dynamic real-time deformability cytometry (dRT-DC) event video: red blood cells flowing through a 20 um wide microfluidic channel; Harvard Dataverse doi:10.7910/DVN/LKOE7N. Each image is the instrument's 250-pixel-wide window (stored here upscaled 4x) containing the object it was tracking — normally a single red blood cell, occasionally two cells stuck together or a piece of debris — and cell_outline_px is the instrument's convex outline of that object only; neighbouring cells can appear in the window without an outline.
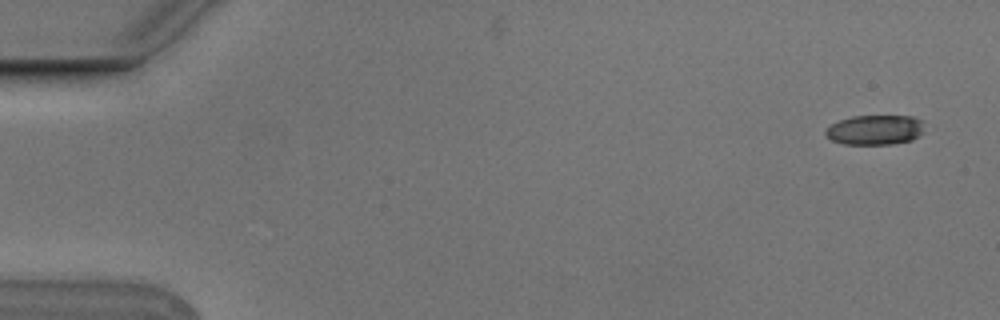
{"species": "Egyptian fruit bat (a non-hibernating species)", "species_latin": "Rousettus aegyptiacus", "temperature_condition": "cold", "stored_images_in_passage": 5, "camera_frame_rate_fps": 3000, "um_per_image_px": 0.085, "animal": {"sex": "male"}, "frame": {"image": 1, "passage_image": 1, "time_ms": 0.0, "image_size_px": [1000, 320], "cell_outline_px": [[924, 120], [920, 132], [912, 140], [892, 144], [844, 144], [832, 140], [824, 132], [832, 124], [840, 120], [852, 116], [912, 116]], "centroid_in_image_um": [74.38, 11.03], "position_along_channel_um": 10.6, "area_um2": 16.94}}